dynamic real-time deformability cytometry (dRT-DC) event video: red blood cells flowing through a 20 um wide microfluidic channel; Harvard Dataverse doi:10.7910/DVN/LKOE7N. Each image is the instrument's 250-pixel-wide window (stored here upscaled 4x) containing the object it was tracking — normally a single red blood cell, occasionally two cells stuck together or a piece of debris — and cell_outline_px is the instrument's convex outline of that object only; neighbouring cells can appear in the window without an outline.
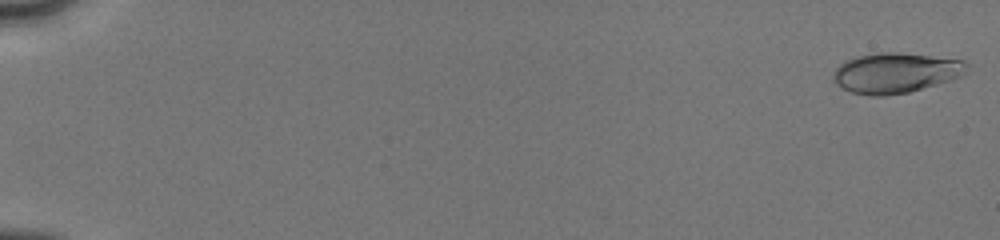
{"species": "human", "species_latin": "Homo sapiens", "temperature_condition": "cold", "stored_images_in_passage": 15, "camera_frame_rate_fps": 3000, "um_per_image_px": 0.085, "donor": {"sex": "male"}, "frame": {"image": 1, "passage_image": 1, "time_ms": 0.0, "image_size_px": [1000, 240], "cell_outline_px": [[968, 64], [964, 72], [960, 76], [952, 80], [908, 92], [884, 96], [872, 96], [852, 92], [836, 84], [832, 80], [832, 76], [836, 68], [844, 60], [856, 56], [876, 52], [900, 52], [964, 60]], "centroid_in_image_um": [76.09, 6.18], "position_along_channel_um": 8.9, "area_um2": 31.39}}
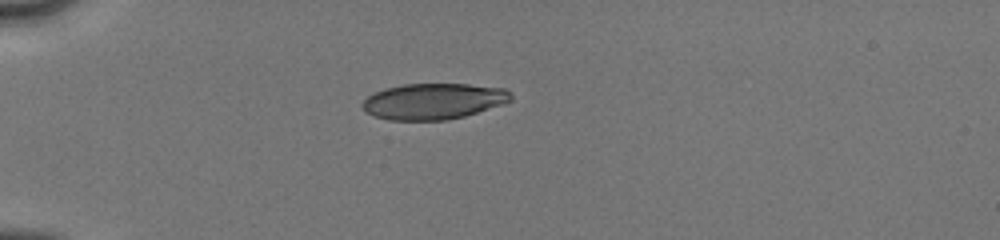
{"frame": {"image": 2, "passage_image": 12, "time_ms": 5.0, "image_size_px": [1000, 240], "cell_outline_px": [[512, 100], [464, 116], [448, 120], [388, 120], [364, 112], [360, 104], [368, 96], [384, 88], [404, 84], [468, 84], [504, 88], [512, 92]], "centroid_in_image_um": [36.81, 8.6], "position_along_channel_um": 48.2, "area_um2": 31.1}}
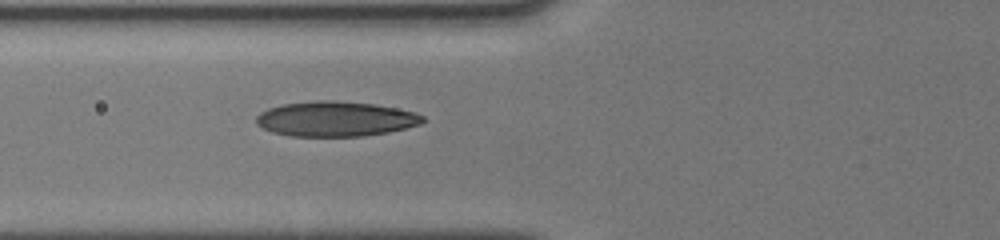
{"frame": {"image": 3, "passage_image": 15, "time_ms": 7.0, "image_size_px": [1000, 240], "cell_outline_px": [[424, 120], [420, 124], [388, 132], [364, 136], [292, 136], [272, 132], [256, 124], [256, 116], [260, 112], [268, 108], [280, 104], [316, 100], [332, 100], [372, 104], [396, 108], [412, 112], [424, 116]], "centroid_in_image_um": [28.47, 10.1], "position_along_channel_um": 97.3, "area_um2": 33.87}}